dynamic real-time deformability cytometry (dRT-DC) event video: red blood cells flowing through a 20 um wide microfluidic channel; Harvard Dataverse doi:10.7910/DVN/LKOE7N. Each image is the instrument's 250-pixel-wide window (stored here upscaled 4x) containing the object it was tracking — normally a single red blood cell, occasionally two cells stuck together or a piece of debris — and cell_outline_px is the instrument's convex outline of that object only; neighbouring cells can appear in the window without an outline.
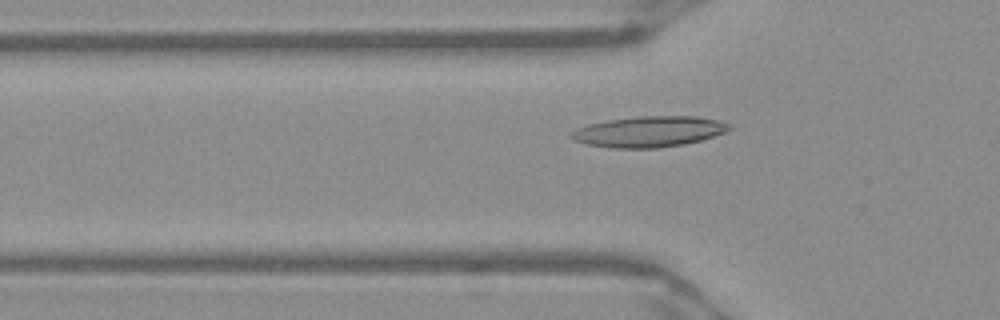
{"species": "Egyptian fruit bat (a non-hibernating species)", "species_latin": "Rousettus aegyptiacus", "temperature_condition": "warm", "stored_images_in_passage": 52, "camera_frame_rate_fps": 3000, "um_per_image_px": 0.085, "frame": {"image": 1, "passage_image": 17, "time_ms": 5.333, "image_size_px": [1000, 320], "cell_outline_px": [[732, 128], [728, 132], [700, 140], [684, 144], [656, 148], [612, 148], [588, 144], [572, 140], [568, 136], [576, 128], [588, 124], [608, 120], [640, 116], [696, 116], [716, 120], [732, 124]], "centroid_in_image_um": [55.17, 11.19], "position_along_channel_um": 70.6, "area_um2": 28.44}}
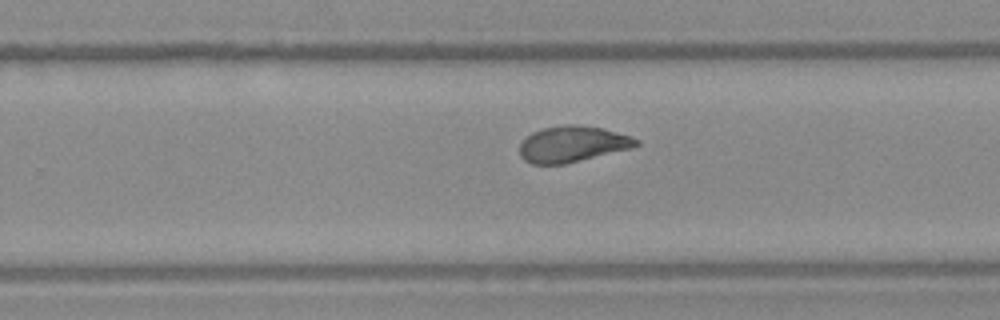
{"frame": {"image": 2, "passage_image": 33, "time_ms": 10.667, "image_size_px": [1000, 320], "cell_outline_px": [[640, 144], [632, 148], [564, 164], [532, 164], [524, 160], [520, 156], [520, 144], [532, 132], [544, 128], [564, 124], [576, 124], [604, 128], [632, 136], [640, 140]], "centroid_in_image_um": [48.69, 12.24], "position_along_channel_um": 281.1, "area_um2": 24.57}}
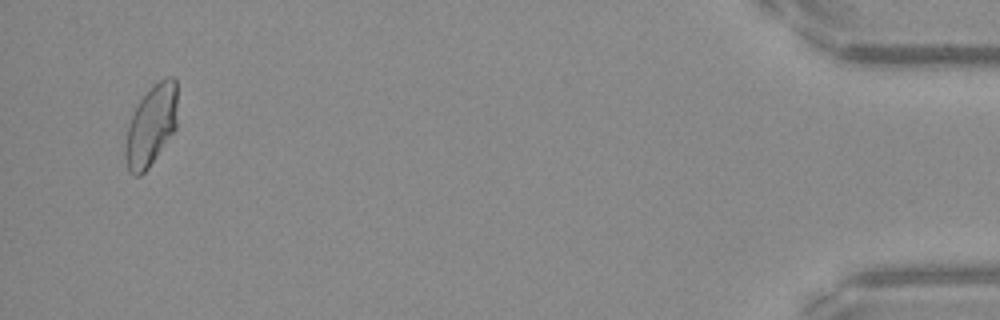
{"frame": {"image": 3, "passage_image": 50, "time_ms": 16.333, "image_size_px": [1000, 320], "cell_outline_px": [[176, 128], [148, 168], [140, 176], [136, 176], [128, 172], [124, 156], [124, 148], [128, 128], [132, 116], [140, 100], [160, 80], [168, 76], [172, 76], [176, 80]], "centroid_in_image_um": [12.83, 10.72], "position_along_channel_um": 422.4, "area_um2": 24.04}, "authors_computed_cell_mechanics": {"area_um2": 25.2008, "velocity_mm_per_s": 3.9281, "shape_relaxation_time_tau1_ms": null, "shape_relaxation_time_tau2_ms": 1.2224, "deformation_change_tau1": null, "deformation_change_tau2": 0.072}}